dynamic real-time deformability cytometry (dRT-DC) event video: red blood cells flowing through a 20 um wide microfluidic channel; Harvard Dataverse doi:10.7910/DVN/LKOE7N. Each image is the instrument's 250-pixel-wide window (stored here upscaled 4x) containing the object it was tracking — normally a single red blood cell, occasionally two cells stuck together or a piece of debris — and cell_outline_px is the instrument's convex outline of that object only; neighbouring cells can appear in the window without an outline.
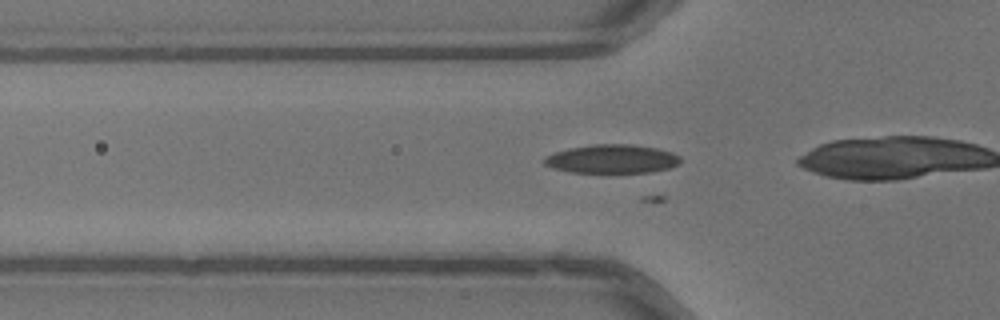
{"species": "common noctule bat (a hibernating species)", "species_latin": "Nyctalus noctula", "temperature_condition": "warm", "stored_images_in_passage": 37, "camera_frame_rate_fps": 3000, "um_per_image_px": 0.085, "animal": {"sex": "male", "body_mass_g": 13.3}, "frame": {"image": 1, "passage_image": 15, "time_ms": 4.667, "image_size_px": [1000, 320], "cell_outline_px": [[680, 164], [672, 168], [652, 172], [604, 176], [600, 176], [572, 172], [552, 168], [544, 164], [544, 156], [568, 148], [592, 144], [632, 144], [656, 148], [672, 152], [680, 156]], "centroid_in_image_um": [52.03, 13.57], "position_along_channel_um": 73.8, "area_um2": 24.1}}